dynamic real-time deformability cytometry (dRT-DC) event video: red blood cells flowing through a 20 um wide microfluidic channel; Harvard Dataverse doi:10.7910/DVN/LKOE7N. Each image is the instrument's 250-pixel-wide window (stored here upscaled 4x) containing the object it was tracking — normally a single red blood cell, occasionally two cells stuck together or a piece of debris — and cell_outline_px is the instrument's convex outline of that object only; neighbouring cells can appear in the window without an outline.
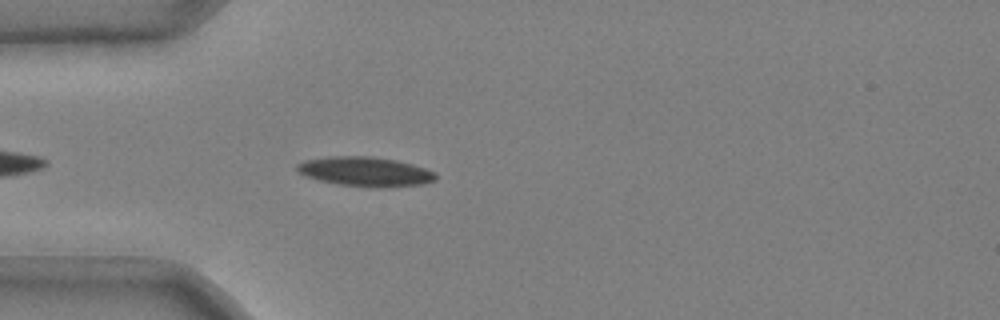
{"species": "common noctule bat (a hibernating species)", "species_latin": "Nyctalus noctula", "temperature_condition": "cold", "stored_images_in_passage": 40, "camera_frame_rate_fps": 3000, "um_per_image_px": 0.085, "animal": {"sex": "male", "body_mass_g": 20.4}, "frame": {"image": 1, "passage_image": 4, "time_ms": 1.0, "image_size_px": [1000, 320], "cell_outline_px": [[436, 180], [424, 184], [380, 188], [368, 188], [340, 184], [320, 180], [304, 176], [296, 168], [296, 164], [304, 160], [328, 156], [372, 156], [396, 160], [412, 164], [436, 172]], "centroid_in_image_um": [31.06, 14.59], "position_along_channel_um": 53.9, "area_um2": 24.04}}
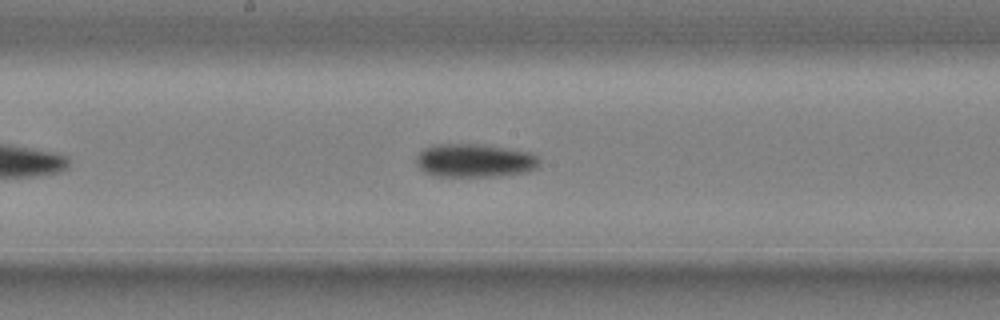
{"frame": {"image": 2, "passage_image": 17, "time_ms": 5.333, "image_size_px": [1000, 320], "cell_outline_px": [[540, 168], [528, 172], [500, 176], [436, 176], [424, 172], [416, 164], [416, 156], [424, 148], [432, 144], [484, 144], [528, 152], [540, 156]], "centroid_in_image_um": [40.38, 13.65], "position_along_channel_um": 207.8, "area_um2": 24.39}}
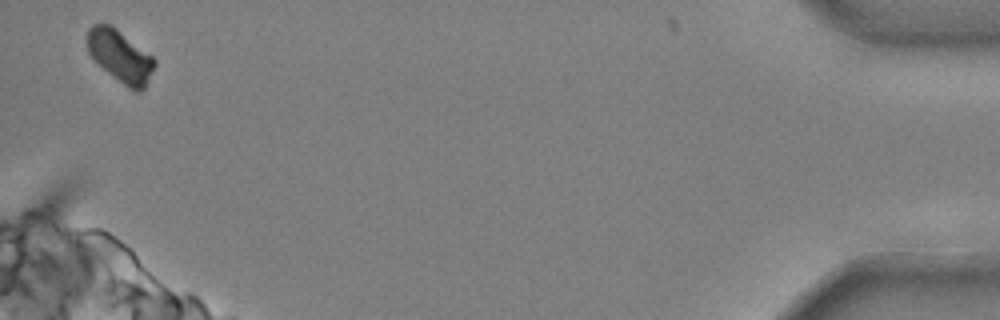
{"frame": {"image": 3, "passage_image": 40, "time_ms": 13.0, "image_size_px": [1000, 320], "cell_outline_px": [[156, 64], [144, 88], [140, 92], [136, 92], [128, 88], [112, 76], [88, 52], [88, 28], [92, 24], [108, 24], [116, 28], [152, 56], [156, 60]], "centroid_in_image_um": [10.24, 4.78], "position_along_channel_um": 425.0, "area_um2": 20.0}, "authors_computed_cell_mechanics": {"area_um2": 23.1489, "velocity_mm_per_s": 3.6985, "shape_relaxation_time_tau1_ms": 5.4381, "shape_relaxation_time_tau2_ms": null, "deformation_change_tau1": 0.1297, "deformation_change_tau2": null}}